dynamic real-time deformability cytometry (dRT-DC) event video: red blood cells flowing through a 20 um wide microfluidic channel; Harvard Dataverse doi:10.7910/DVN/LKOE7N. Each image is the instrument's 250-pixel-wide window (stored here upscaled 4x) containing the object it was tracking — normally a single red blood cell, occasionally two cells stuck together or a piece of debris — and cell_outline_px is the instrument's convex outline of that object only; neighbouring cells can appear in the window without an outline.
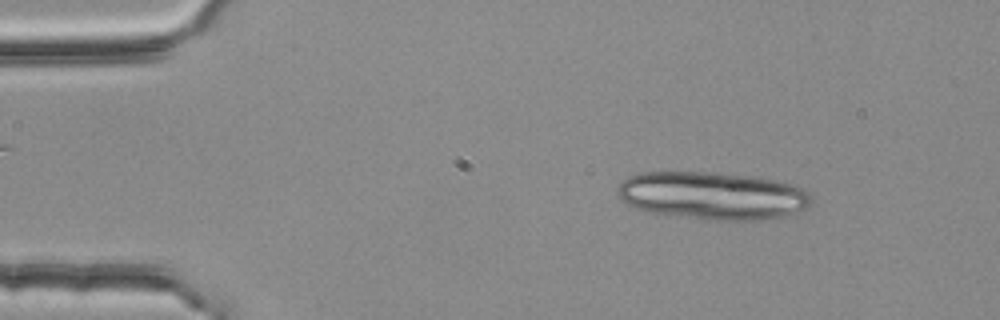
{"species": "common noctule bat (a hibernating species)", "species_latin": "Nyctalus noctula", "temperature_condition": "room temperature", "stored_images_in_passage": 52, "segment_of_instrument_passage": [1, 2], "camera_frame_rate_fps": 3000, "um_per_image_px": 0.085, "animal": {"sex": "female", "body_mass_g": 25.1}, "frame": {"image": 1, "passage_image": 6, "time_ms": 1.667, "image_size_px": [1000, 320], "cell_outline_px": [[812, 204], [804, 208], [784, 216], [760, 220], [708, 220], [644, 212], [624, 204], [620, 200], [616, 192], [620, 184], [628, 176], [640, 172], [716, 172], [756, 176], [788, 184], [800, 188], [808, 192], [812, 196]], "centroid_in_image_um": [60.49, 16.63], "position_along_channel_um": 24.5, "area_um2": 54.45}}